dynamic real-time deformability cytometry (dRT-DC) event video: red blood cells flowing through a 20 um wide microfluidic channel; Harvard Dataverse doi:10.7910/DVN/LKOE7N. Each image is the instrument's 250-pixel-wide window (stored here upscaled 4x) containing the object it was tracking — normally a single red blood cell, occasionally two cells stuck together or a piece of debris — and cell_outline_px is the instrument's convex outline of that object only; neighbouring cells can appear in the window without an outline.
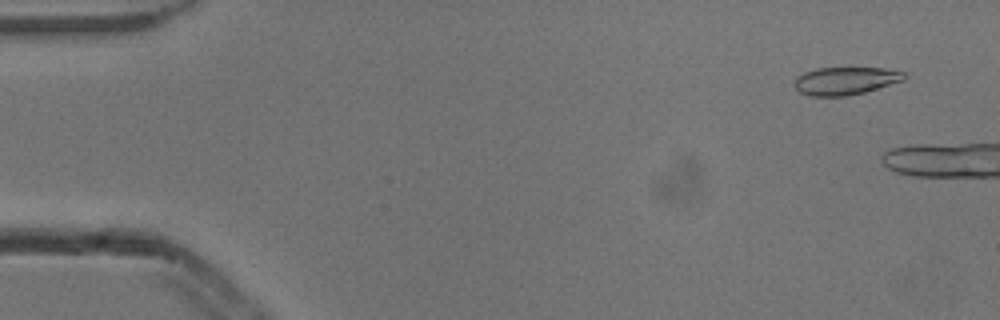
{"species": "common noctule bat (a hibernating species)", "species_latin": "Nyctalus noctula", "temperature_condition": "cold", "stored_images_in_passage": 9, "camera_frame_rate_fps": 3000, "um_per_image_px": 0.085, "animal": {"sex": "male", "body_mass_g": 13.3}, "frame": {"image": 1, "passage_image": 4, "time_ms": 1.0, "image_size_px": [1000, 320], "cell_outline_px": [[908, 76], [904, 80], [864, 92], [844, 96], [812, 96], [800, 92], [792, 84], [796, 76], [804, 72], [816, 68], [884, 68], [904, 72]], "centroid_in_image_um": [71.83, 6.86], "position_along_channel_um": 13.2, "area_um2": 17.8}}